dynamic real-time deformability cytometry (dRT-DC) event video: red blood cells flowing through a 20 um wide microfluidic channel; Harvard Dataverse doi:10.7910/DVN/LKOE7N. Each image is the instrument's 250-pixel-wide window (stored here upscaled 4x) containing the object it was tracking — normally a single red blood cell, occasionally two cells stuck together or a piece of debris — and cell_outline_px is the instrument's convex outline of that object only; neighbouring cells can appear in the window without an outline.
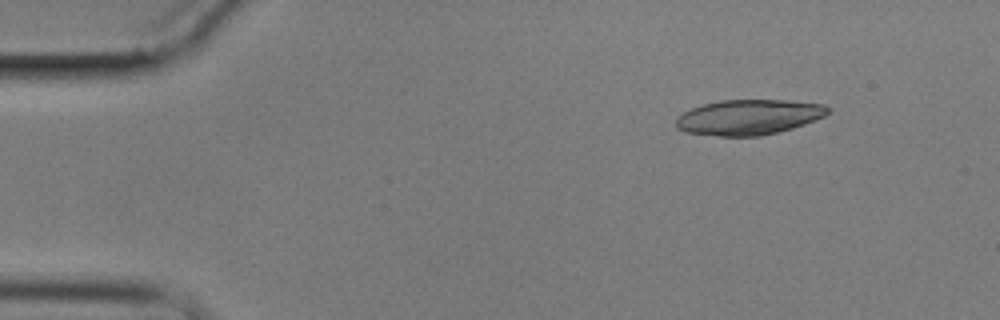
{"species": "common noctule bat (a hibernating species)", "species_latin": "Nyctalus noctula", "temperature_condition": "cold", "stored_images_in_passage": 7, "camera_frame_rate_fps": 3000, "um_per_image_px": 0.085, "animal": {"sex": "male", "body_mass_g": 17.9}, "frame": {"image": 1, "passage_image": 2, "time_ms": 2.0, "image_size_px": [1000, 320], "cell_outline_px": [[832, 108], [824, 116], [804, 124], [792, 128], [760, 136], [720, 136], [684, 132], [676, 128], [676, 116], [692, 108], [704, 104], [720, 100], [788, 100], [824, 104]], "centroid_in_image_um": [63.63, 9.95], "position_along_channel_um": 21.4, "area_um2": 31.21}}